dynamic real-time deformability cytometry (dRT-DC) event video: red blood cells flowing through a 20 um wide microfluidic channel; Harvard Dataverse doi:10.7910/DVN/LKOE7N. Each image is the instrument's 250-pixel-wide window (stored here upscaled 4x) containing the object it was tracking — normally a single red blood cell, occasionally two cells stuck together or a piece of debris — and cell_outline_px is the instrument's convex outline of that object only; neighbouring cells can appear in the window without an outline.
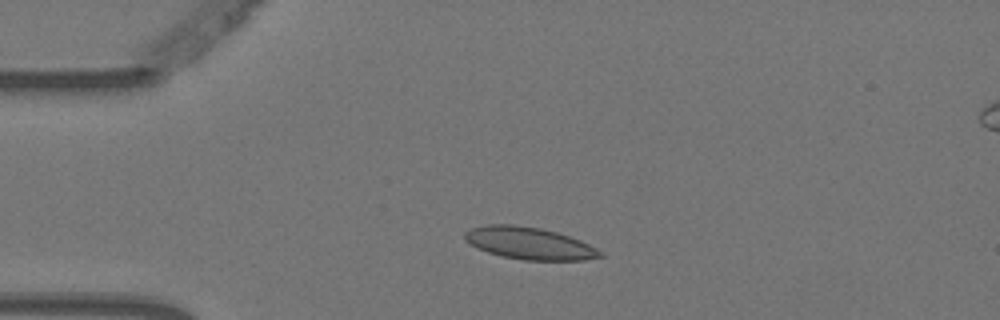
{"species": "Egyptian fruit bat (a non-hibernating species)", "species_latin": "Rousettus aegyptiacus", "temperature_condition": "warm", "stored_images_in_passage": 4, "camera_frame_rate_fps": 3000, "um_per_image_px": 0.085, "animal": {"sex": "female"}, "frame": {"image": 1, "passage_image": 3, "time_ms": 0.667, "image_size_px": [1000, 320], "cell_outline_px": [[604, 256], [584, 260], [524, 260], [500, 256], [488, 252], [464, 240], [464, 232], [472, 228], [488, 224], [516, 224], [540, 228], [556, 232], [580, 240], [604, 252]], "centroid_in_image_um": [45.0, 20.68], "position_along_channel_um": 40.0, "area_um2": 25.32}}